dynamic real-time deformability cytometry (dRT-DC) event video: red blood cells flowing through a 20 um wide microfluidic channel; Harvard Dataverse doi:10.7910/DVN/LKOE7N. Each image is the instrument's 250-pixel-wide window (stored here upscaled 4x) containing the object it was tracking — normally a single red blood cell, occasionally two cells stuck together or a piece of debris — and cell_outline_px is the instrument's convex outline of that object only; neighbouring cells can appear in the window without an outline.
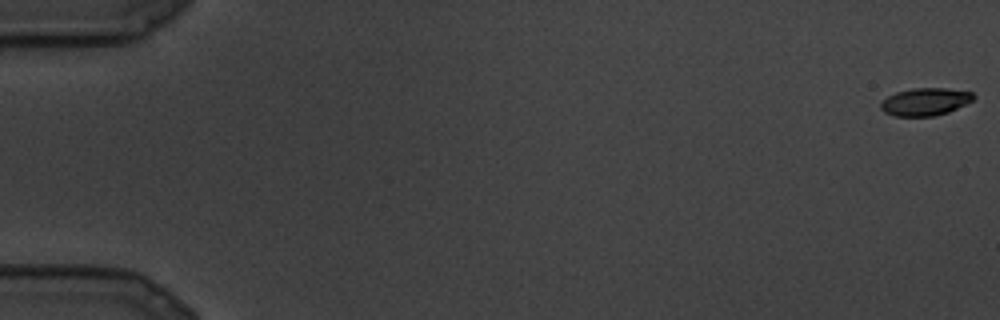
{"species": "common noctule bat (a hibernating species)", "species_latin": "Nyctalus noctula", "temperature_condition": "cold", "stored_images_in_passage": 17, "camera_frame_rate_fps": 3000, "um_per_image_px": 0.085, "animal": {"sex": "male", "body_mass_g": 19.5, "forearm_length_mm": 54.6}, "frame": {"image": 1, "passage_image": 1, "time_ms": 0.0, "image_size_px": [1000, 320], "cell_outline_px": [[976, 96], [972, 100], [948, 112], [932, 116], [896, 116], [884, 112], [880, 108], [880, 104], [888, 96], [896, 92], [916, 88], [944, 88], [972, 92]], "centroid_in_image_um": [78.63, 8.65], "position_along_channel_um": 6.4, "area_um2": 14.68}}
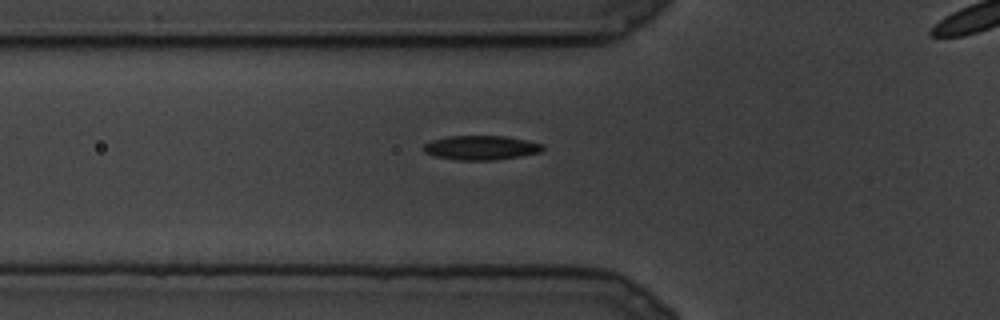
{"frame": {"image": 2, "passage_image": 10, "time_ms": 3.0, "image_size_px": [1000, 320], "cell_outline_px": [[544, 148], [540, 152], [520, 156], [496, 160], [456, 160], [432, 156], [424, 152], [424, 144], [432, 140], [448, 136], [508, 136], [544, 144]], "centroid_in_image_um": [40.88, 12.56], "position_along_channel_um": 84.9, "area_um2": 16.99}}
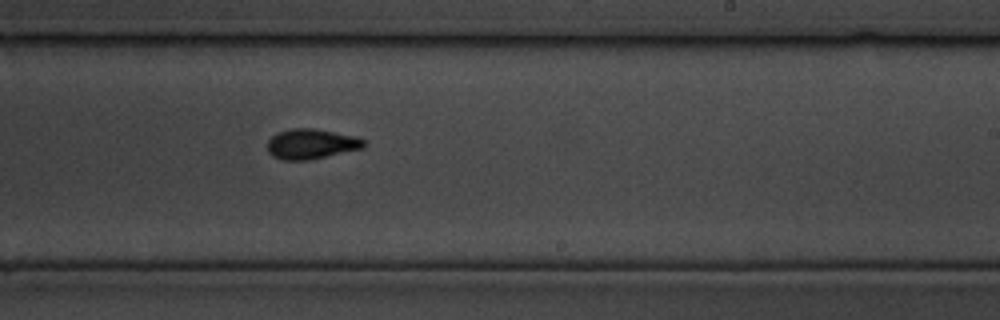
{"frame": {"image": 3, "passage_image": 17, "time_ms": 5.333, "image_size_px": [1000, 320], "cell_outline_px": [[368, 144], [364, 148], [308, 160], [280, 160], [272, 156], [268, 152], [268, 140], [276, 132], [292, 128], [312, 128], [356, 136], [364, 140]], "centroid_in_image_um": [26.45, 12.24], "position_along_channel_um": 262.5, "area_um2": 17.05}}